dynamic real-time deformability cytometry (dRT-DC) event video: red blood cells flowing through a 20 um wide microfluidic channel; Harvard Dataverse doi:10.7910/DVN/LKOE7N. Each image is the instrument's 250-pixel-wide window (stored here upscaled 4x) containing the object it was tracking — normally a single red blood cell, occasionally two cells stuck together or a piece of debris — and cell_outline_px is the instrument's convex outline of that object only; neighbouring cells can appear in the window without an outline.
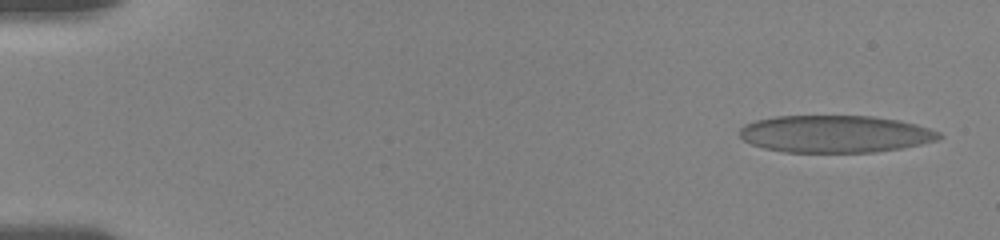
{"species": "human", "species_latin": "Homo sapiens", "temperature_condition": "room temperature", "stored_images_in_passage": 66, "camera_frame_rate_fps": 3000, "um_per_image_px": 0.085, "donor": {"sex": "female"}, "frame": {"image": 1, "passage_image": 3, "time_ms": 0.333, "image_size_px": [1000, 240], "cell_outline_px": [[944, 136], [936, 140], [920, 144], [900, 148], [876, 152], [784, 152], [764, 148], [752, 144], [744, 140], [740, 136], [740, 128], [744, 124], [756, 120], [776, 116], [872, 116], [900, 120], [916, 124], [940, 132]], "centroid_in_image_um": [70.99, 11.38], "position_along_channel_um": 14.0, "area_um2": 43.29}}
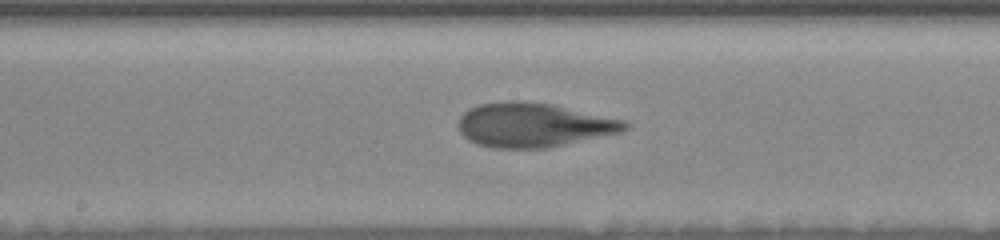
{"frame": {"image": 2, "passage_image": 42, "time_ms": 9.333, "image_size_px": [1000, 240], "cell_outline_px": [[632, 124], [624, 132], [548, 148], [496, 148], [480, 144], [464, 136], [460, 132], [460, 116], [464, 112], [480, 104], [508, 100], [524, 100], [552, 104], [624, 120]], "centroid_in_image_um": [45.42, 10.62], "position_along_channel_um": 202.8, "area_um2": 42.89}}
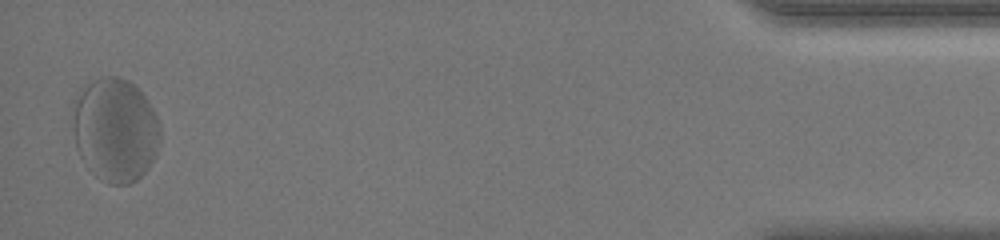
{"frame": {"image": 3, "passage_image": 66, "time_ms": 17.667, "image_size_px": [1000, 240], "cell_outline_px": [[160, 144], [156, 156], [148, 168], [136, 180], [128, 184], [108, 184], [100, 180], [84, 164], [76, 148], [72, 128], [72, 100], [76, 92], [88, 84], [104, 76], [120, 76], [128, 80], [148, 100], [160, 124]], "centroid_in_image_um": [9.76, 11.04], "position_along_channel_um": 425.4, "area_um2": 53.64}, "authors_computed_cell_mechanics": {"area_um2": 42.9165, "velocity_mm_per_s": 3.5499, "shape_relaxation_time_tau1_ms": 5.4997, "shape_relaxation_time_tau2_ms": null, "deformation_change_tau1": 0.1679, "deformation_change_tau2": null}}